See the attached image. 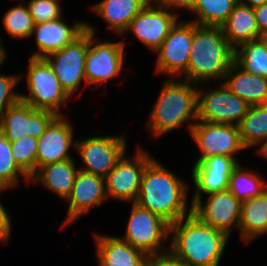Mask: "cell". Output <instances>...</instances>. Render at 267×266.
Masks as SVG:
<instances>
[{"label":"cell","mask_w":267,"mask_h":266,"mask_svg":"<svg viewBox=\"0 0 267 266\" xmlns=\"http://www.w3.org/2000/svg\"><path fill=\"white\" fill-rule=\"evenodd\" d=\"M229 241L224 232L191 212L170 224L167 258L178 266H220Z\"/></svg>","instance_id":"cell-1"},{"label":"cell","mask_w":267,"mask_h":266,"mask_svg":"<svg viewBox=\"0 0 267 266\" xmlns=\"http://www.w3.org/2000/svg\"><path fill=\"white\" fill-rule=\"evenodd\" d=\"M155 158L143 171L136 203L172 224L192 212L191 185Z\"/></svg>","instance_id":"cell-2"},{"label":"cell","mask_w":267,"mask_h":266,"mask_svg":"<svg viewBox=\"0 0 267 266\" xmlns=\"http://www.w3.org/2000/svg\"><path fill=\"white\" fill-rule=\"evenodd\" d=\"M150 110L146 131L158 141L186 125L190 134L197 122L198 85L182 78H166Z\"/></svg>","instance_id":"cell-3"},{"label":"cell","mask_w":267,"mask_h":266,"mask_svg":"<svg viewBox=\"0 0 267 266\" xmlns=\"http://www.w3.org/2000/svg\"><path fill=\"white\" fill-rule=\"evenodd\" d=\"M234 63V48L221 27L192 21V45L186 73L181 77L196 85L221 83Z\"/></svg>","instance_id":"cell-4"},{"label":"cell","mask_w":267,"mask_h":266,"mask_svg":"<svg viewBox=\"0 0 267 266\" xmlns=\"http://www.w3.org/2000/svg\"><path fill=\"white\" fill-rule=\"evenodd\" d=\"M27 62V70L20 73V79L22 82L25 79L23 88L28 92H21V101L35 109L66 115L64 108L69 107L72 98L62 88L50 64L45 58L30 56Z\"/></svg>","instance_id":"cell-5"},{"label":"cell","mask_w":267,"mask_h":266,"mask_svg":"<svg viewBox=\"0 0 267 266\" xmlns=\"http://www.w3.org/2000/svg\"><path fill=\"white\" fill-rule=\"evenodd\" d=\"M86 29L89 31V47L85 61L87 84L92 91L103 86L106 89L109 81L122 77V71L126 68V49L121 39H116L117 42L115 39H99L97 25L86 22Z\"/></svg>","instance_id":"cell-6"},{"label":"cell","mask_w":267,"mask_h":266,"mask_svg":"<svg viewBox=\"0 0 267 266\" xmlns=\"http://www.w3.org/2000/svg\"><path fill=\"white\" fill-rule=\"evenodd\" d=\"M130 209L124 235L120 238L151 259L167 258L170 224L137 203H131Z\"/></svg>","instance_id":"cell-7"},{"label":"cell","mask_w":267,"mask_h":266,"mask_svg":"<svg viewBox=\"0 0 267 266\" xmlns=\"http://www.w3.org/2000/svg\"><path fill=\"white\" fill-rule=\"evenodd\" d=\"M88 47L89 31L86 29L72 43L45 57L62 88L71 98H76L75 100L81 99L83 91L89 88L85 77Z\"/></svg>","instance_id":"cell-8"},{"label":"cell","mask_w":267,"mask_h":266,"mask_svg":"<svg viewBox=\"0 0 267 266\" xmlns=\"http://www.w3.org/2000/svg\"><path fill=\"white\" fill-rule=\"evenodd\" d=\"M126 134L94 135L76 139L75 155L78 154L82 166L80 170L105 178L117 162L128 151Z\"/></svg>","instance_id":"cell-9"},{"label":"cell","mask_w":267,"mask_h":266,"mask_svg":"<svg viewBox=\"0 0 267 266\" xmlns=\"http://www.w3.org/2000/svg\"><path fill=\"white\" fill-rule=\"evenodd\" d=\"M136 148L132 157L129 151L126 152L104 178L108 200L112 199L129 205L136 203L143 171L154 158L146 147L144 149L138 145Z\"/></svg>","instance_id":"cell-10"},{"label":"cell","mask_w":267,"mask_h":266,"mask_svg":"<svg viewBox=\"0 0 267 266\" xmlns=\"http://www.w3.org/2000/svg\"><path fill=\"white\" fill-rule=\"evenodd\" d=\"M215 85H198L197 121L238 125L250 105L222 82Z\"/></svg>","instance_id":"cell-11"},{"label":"cell","mask_w":267,"mask_h":266,"mask_svg":"<svg viewBox=\"0 0 267 266\" xmlns=\"http://www.w3.org/2000/svg\"><path fill=\"white\" fill-rule=\"evenodd\" d=\"M189 135L200 152L192 165L215 155L233 157L243 163L236 155L248 150L241 141L238 125L197 121Z\"/></svg>","instance_id":"cell-12"},{"label":"cell","mask_w":267,"mask_h":266,"mask_svg":"<svg viewBox=\"0 0 267 266\" xmlns=\"http://www.w3.org/2000/svg\"><path fill=\"white\" fill-rule=\"evenodd\" d=\"M181 19L171 28L161 47L154 53L157 58L153 72L157 76L181 78L187 71L192 45V21Z\"/></svg>","instance_id":"cell-13"},{"label":"cell","mask_w":267,"mask_h":266,"mask_svg":"<svg viewBox=\"0 0 267 266\" xmlns=\"http://www.w3.org/2000/svg\"><path fill=\"white\" fill-rule=\"evenodd\" d=\"M180 19L178 14L171 10L156 5L149 1L139 14L130 22L121 38L126 48V37L128 32L135 36L140 43L155 53L162 45V42L169 34L171 28ZM125 38V39H124ZM124 39V40H123Z\"/></svg>","instance_id":"cell-14"},{"label":"cell","mask_w":267,"mask_h":266,"mask_svg":"<svg viewBox=\"0 0 267 266\" xmlns=\"http://www.w3.org/2000/svg\"><path fill=\"white\" fill-rule=\"evenodd\" d=\"M241 208L242 202L226 189L199 198L192 205V213L231 238L234 229H239Z\"/></svg>","instance_id":"cell-15"},{"label":"cell","mask_w":267,"mask_h":266,"mask_svg":"<svg viewBox=\"0 0 267 266\" xmlns=\"http://www.w3.org/2000/svg\"><path fill=\"white\" fill-rule=\"evenodd\" d=\"M57 116L54 112L35 109L20 100L0 117V132L9 142L24 135L40 138Z\"/></svg>","instance_id":"cell-16"},{"label":"cell","mask_w":267,"mask_h":266,"mask_svg":"<svg viewBox=\"0 0 267 266\" xmlns=\"http://www.w3.org/2000/svg\"><path fill=\"white\" fill-rule=\"evenodd\" d=\"M67 115H58L38 138L36 171L47 164L74 158L75 124ZM69 119V120H68ZM75 137V138H74Z\"/></svg>","instance_id":"cell-17"},{"label":"cell","mask_w":267,"mask_h":266,"mask_svg":"<svg viewBox=\"0 0 267 266\" xmlns=\"http://www.w3.org/2000/svg\"><path fill=\"white\" fill-rule=\"evenodd\" d=\"M239 162L222 155L210 156L192 165L190 182L194 185L190 197L193 205L202 196L224 191L228 188L229 178Z\"/></svg>","instance_id":"cell-18"},{"label":"cell","mask_w":267,"mask_h":266,"mask_svg":"<svg viewBox=\"0 0 267 266\" xmlns=\"http://www.w3.org/2000/svg\"><path fill=\"white\" fill-rule=\"evenodd\" d=\"M108 201L105 179L79 169L71 192L65 202L67 213L60 229L73 224L81 216L90 213L91 209L100 207Z\"/></svg>","instance_id":"cell-19"},{"label":"cell","mask_w":267,"mask_h":266,"mask_svg":"<svg viewBox=\"0 0 267 266\" xmlns=\"http://www.w3.org/2000/svg\"><path fill=\"white\" fill-rule=\"evenodd\" d=\"M64 16L65 14L58 19L34 25L30 39L35 37L33 40L37 49H34L30 57L45 58L72 43L86 30V21L77 18L69 24Z\"/></svg>","instance_id":"cell-20"},{"label":"cell","mask_w":267,"mask_h":266,"mask_svg":"<svg viewBox=\"0 0 267 266\" xmlns=\"http://www.w3.org/2000/svg\"><path fill=\"white\" fill-rule=\"evenodd\" d=\"M95 231L96 262L98 266H147L152 260L116 235Z\"/></svg>","instance_id":"cell-21"},{"label":"cell","mask_w":267,"mask_h":266,"mask_svg":"<svg viewBox=\"0 0 267 266\" xmlns=\"http://www.w3.org/2000/svg\"><path fill=\"white\" fill-rule=\"evenodd\" d=\"M150 0H101L91 4L92 14L105 22V30L121 36Z\"/></svg>","instance_id":"cell-22"},{"label":"cell","mask_w":267,"mask_h":266,"mask_svg":"<svg viewBox=\"0 0 267 266\" xmlns=\"http://www.w3.org/2000/svg\"><path fill=\"white\" fill-rule=\"evenodd\" d=\"M78 159H67L61 162L47 164L40 167L31 177L30 185H41L59 199L66 200L73 187L79 171Z\"/></svg>","instance_id":"cell-23"},{"label":"cell","mask_w":267,"mask_h":266,"mask_svg":"<svg viewBox=\"0 0 267 266\" xmlns=\"http://www.w3.org/2000/svg\"><path fill=\"white\" fill-rule=\"evenodd\" d=\"M238 233L245 245L267 236V189L242 202Z\"/></svg>","instance_id":"cell-24"},{"label":"cell","mask_w":267,"mask_h":266,"mask_svg":"<svg viewBox=\"0 0 267 266\" xmlns=\"http://www.w3.org/2000/svg\"><path fill=\"white\" fill-rule=\"evenodd\" d=\"M222 83L250 106L264 104L267 78L247 73L233 63Z\"/></svg>","instance_id":"cell-25"},{"label":"cell","mask_w":267,"mask_h":266,"mask_svg":"<svg viewBox=\"0 0 267 266\" xmlns=\"http://www.w3.org/2000/svg\"><path fill=\"white\" fill-rule=\"evenodd\" d=\"M224 36L235 49L240 44L259 39L260 32L253 8L237 3L221 26Z\"/></svg>","instance_id":"cell-26"},{"label":"cell","mask_w":267,"mask_h":266,"mask_svg":"<svg viewBox=\"0 0 267 266\" xmlns=\"http://www.w3.org/2000/svg\"><path fill=\"white\" fill-rule=\"evenodd\" d=\"M238 129L243 145L247 149H256L267 140V106L264 104L250 106L238 124Z\"/></svg>","instance_id":"cell-27"},{"label":"cell","mask_w":267,"mask_h":266,"mask_svg":"<svg viewBox=\"0 0 267 266\" xmlns=\"http://www.w3.org/2000/svg\"><path fill=\"white\" fill-rule=\"evenodd\" d=\"M238 166L233 170L229 178L228 190L241 202L260 195L267 189L266 178L253 168L245 165ZM245 168H244V167ZM261 174V175H260ZM264 177V178H263Z\"/></svg>","instance_id":"cell-28"},{"label":"cell","mask_w":267,"mask_h":266,"mask_svg":"<svg viewBox=\"0 0 267 266\" xmlns=\"http://www.w3.org/2000/svg\"><path fill=\"white\" fill-rule=\"evenodd\" d=\"M234 63L243 71L267 78V49L263 41L251 40L234 49Z\"/></svg>","instance_id":"cell-29"},{"label":"cell","mask_w":267,"mask_h":266,"mask_svg":"<svg viewBox=\"0 0 267 266\" xmlns=\"http://www.w3.org/2000/svg\"><path fill=\"white\" fill-rule=\"evenodd\" d=\"M237 3V0H196L188 13L195 17L189 20L201 26L221 27Z\"/></svg>","instance_id":"cell-30"},{"label":"cell","mask_w":267,"mask_h":266,"mask_svg":"<svg viewBox=\"0 0 267 266\" xmlns=\"http://www.w3.org/2000/svg\"><path fill=\"white\" fill-rule=\"evenodd\" d=\"M14 2L16 5L8 8L1 19L5 34L14 40H30L35 25L33 18L24 0Z\"/></svg>","instance_id":"cell-31"},{"label":"cell","mask_w":267,"mask_h":266,"mask_svg":"<svg viewBox=\"0 0 267 266\" xmlns=\"http://www.w3.org/2000/svg\"><path fill=\"white\" fill-rule=\"evenodd\" d=\"M22 181L26 182L25 185L30 184V177L17 165L11 142L0 132V187L17 189Z\"/></svg>","instance_id":"cell-32"},{"label":"cell","mask_w":267,"mask_h":266,"mask_svg":"<svg viewBox=\"0 0 267 266\" xmlns=\"http://www.w3.org/2000/svg\"><path fill=\"white\" fill-rule=\"evenodd\" d=\"M37 144L38 138L27 135L11 142L15 162L29 177L36 172Z\"/></svg>","instance_id":"cell-33"},{"label":"cell","mask_w":267,"mask_h":266,"mask_svg":"<svg viewBox=\"0 0 267 266\" xmlns=\"http://www.w3.org/2000/svg\"><path fill=\"white\" fill-rule=\"evenodd\" d=\"M35 24L48 22L62 17L63 0H24Z\"/></svg>","instance_id":"cell-34"},{"label":"cell","mask_w":267,"mask_h":266,"mask_svg":"<svg viewBox=\"0 0 267 266\" xmlns=\"http://www.w3.org/2000/svg\"><path fill=\"white\" fill-rule=\"evenodd\" d=\"M20 73L9 74L0 73V117L11 106L17 104L21 100V91L19 92L18 84H20Z\"/></svg>","instance_id":"cell-35"},{"label":"cell","mask_w":267,"mask_h":266,"mask_svg":"<svg viewBox=\"0 0 267 266\" xmlns=\"http://www.w3.org/2000/svg\"><path fill=\"white\" fill-rule=\"evenodd\" d=\"M10 191L12 189L6 188V187H0V196H2V193H5L6 191ZM6 206L0 199V240L6 245L10 243V237L12 234V218L9 215V210H7Z\"/></svg>","instance_id":"cell-36"},{"label":"cell","mask_w":267,"mask_h":266,"mask_svg":"<svg viewBox=\"0 0 267 266\" xmlns=\"http://www.w3.org/2000/svg\"><path fill=\"white\" fill-rule=\"evenodd\" d=\"M152 3L165 7L172 12L178 14L180 16L181 14L179 11H186L190 13L193 10V7L195 5L196 0H150ZM178 11V12H177Z\"/></svg>","instance_id":"cell-37"},{"label":"cell","mask_w":267,"mask_h":266,"mask_svg":"<svg viewBox=\"0 0 267 266\" xmlns=\"http://www.w3.org/2000/svg\"><path fill=\"white\" fill-rule=\"evenodd\" d=\"M260 36L267 33V3L253 8Z\"/></svg>","instance_id":"cell-38"},{"label":"cell","mask_w":267,"mask_h":266,"mask_svg":"<svg viewBox=\"0 0 267 266\" xmlns=\"http://www.w3.org/2000/svg\"><path fill=\"white\" fill-rule=\"evenodd\" d=\"M147 266H178L172 263L168 258L165 259H152Z\"/></svg>","instance_id":"cell-39"},{"label":"cell","mask_w":267,"mask_h":266,"mask_svg":"<svg viewBox=\"0 0 267 266\" xmlns=\"http://www.w3.org/2000/svg\"><path fill=\"white\" fill-rule=\"evenodd\" d=\"M3 40L0 37V68L2 69V66H4L5 61L7 63V56H8V52H6L8 49H6V47L4 46V43H2Z\"/></svg>","instance_id":"cell-40"},{"label":"cell","mask_w":267,"mask_h":266,"mask_svg":"<svg viewBox=\"0 0 267 266\" xmlns=\"http://www.w3.org/2000/svg\"><path fill=\"white\" fill-rule=\"evenodd\" d=\"M238 3L254 8L267 3V0H237Z\"/></svg>","instance_id":"cell-41"},{"label":"cell","mask_w":267,"mask_h":266,"mask_svg":"<svg viewBox=\"0 0 267 266\" xmlns=\"http://www.w3.org/2000/svg\"><path fill=\"white\" fill-rule=\"evenodd\" d=\"M255 153L259 157L261 156V158L267 160V140H265L261 145L256 148Z\"/></svg>","instance_id":"cell-42"},{"label":"cell","mask_w":267,"mask_h":266,"mask_svg":"<svg viewBox=\"0 0 267 266\" xmlns=\"http://www.w3.org/2000/svg\"><path fill=\"white\" fill-rule=\"evenodd\" d=\"M260 39L263 41L264 45L266 46L267 49V33L260 36Z\"/></svg>","instance_id":"cell-43"},{"label":"cell","mask_w":267,"mask_h":266,"mask_svg":"<svg viewBox=\"0 0 267 266\" xmlns=\"http://www.w3.org/2000/svg\"><path fill=\"white\" fill-rule=\"evenodd\" d=\"M264 105L267 106V93H266V97H265V100H264Z\"/></svg>","instance_id":"cell-44"},{"label":"cell","mask_w":267,"mask_h":266,"mask_svg":"<svg viewBox=\"0 0 267 266\" xmlns=\"http://www.w3.org/2000/svg\"><path fill=\"white\" fill-rule=\"evenodd\" d=\"M0 245L5 246V244L0 240ZM1 247V246H0Z\"/></svg>","instance_id":"cell-45"}]
</instances>
